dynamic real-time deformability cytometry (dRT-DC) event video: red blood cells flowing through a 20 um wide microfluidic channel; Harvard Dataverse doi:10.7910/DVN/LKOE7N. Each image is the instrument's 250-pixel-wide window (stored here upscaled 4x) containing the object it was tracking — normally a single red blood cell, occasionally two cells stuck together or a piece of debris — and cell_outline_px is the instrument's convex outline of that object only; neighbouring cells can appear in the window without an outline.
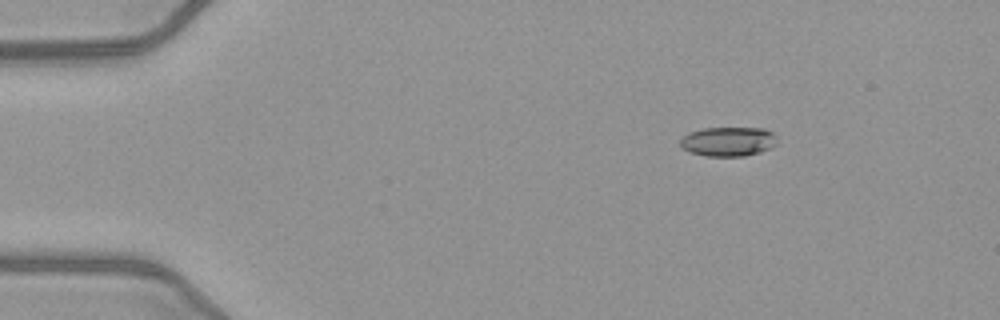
{"species": "common noctule bat (a hibernating species)", "species_latin": "Nyctalus noctula", "temperature_condition": "warm", "stored_images_in_passage": 51, "camera_frame_rate_fps": 3000, "um_per_image_px": 0.085, "animal": {"sex": "female", "body_mass_g": 21.9}, "frame": {"image": 1, "passage_image": 7, "time_ms": 2.0, "image_size_px": [1000, 320], "cell_outline_px": [[776, 144], [760, 152], [744, 156], [704, 156], [688, 152], [680, 148], [680, 140], [688, 132], [704, 128], [764, 128], [772, 132], [776, 136]], "centroid_in_image_um": [61.85, 12.03], "position_along_channel_um": 23.1, "area_um2": 16.7}}
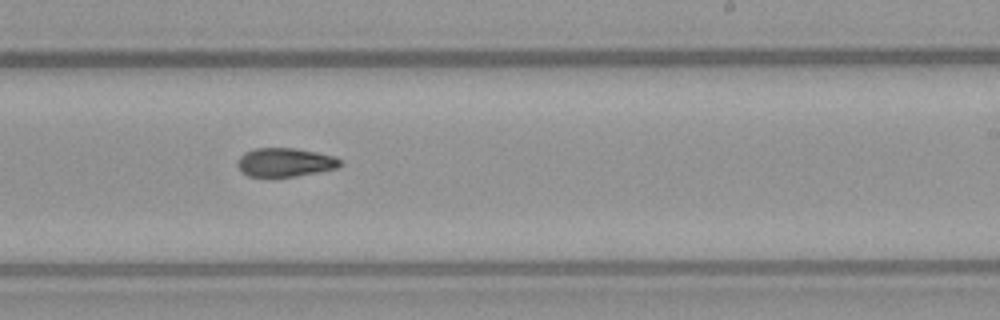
{"frame": {"image": 2, "passage_image": 31, "time_ms": 10.0, "image_size_px": [1000, 320], "cell_outline_px": [[344, 164], [336, 168], [296, 176], [248, 176], [240, 172], [236, 164], [236, 160], [244, 152], [256, 148], [292, 148], [316, 152], [336, 156]], "centroid_in_image_um": [24.2, 13.79], "position_along_channel_um": 264.8, "area_um2": 17.22}}
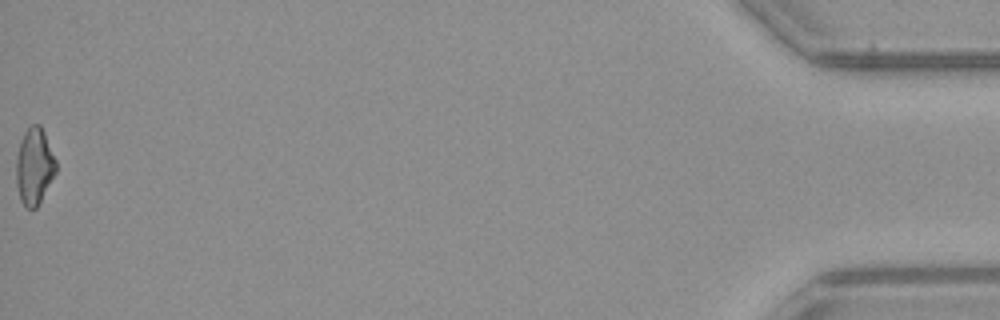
{"frame": {"image": 3, "passage_image": 51, "time_ms": 16.667, "image_size_px": [1000, 320], "cell_outline_px": [[56, 172], [36, 208], [24, 208], [20, 200], [16, 184], [16, 156], [20, 140], [24, 132], [32, 124], [40, 124], [44, 132], [56, 160]], "centroid_in_image_um": [2.89, 14.13], "position_along_channel_um": 432.3, "area_um2": 17.8}, "authors_computed_cell_mechanics": {"area_um2": 17.4556, "velocity_mm_per_s": 4.068, "shape_relaxation_time_tau1_ms": null, "shape_relaxation_time_tau2_ms": 5.1731, "deformation_change_tau1": null, "deformation_change_tau2": 0.1274}}